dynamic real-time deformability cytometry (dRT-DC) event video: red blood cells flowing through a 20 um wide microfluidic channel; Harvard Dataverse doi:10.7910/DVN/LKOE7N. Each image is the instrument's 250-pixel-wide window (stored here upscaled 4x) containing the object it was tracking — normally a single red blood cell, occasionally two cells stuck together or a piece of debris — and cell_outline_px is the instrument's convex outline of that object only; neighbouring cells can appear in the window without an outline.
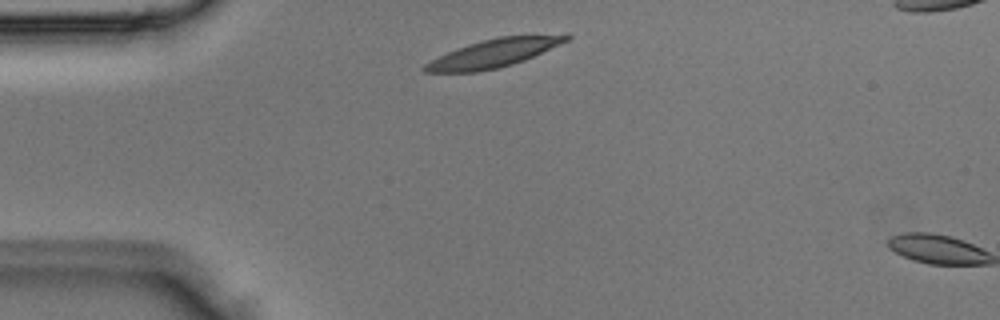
{"species": "Egyptian fruit bat (a non-hibernating species)", "species_latin": "Rousettus aegyptiacus", "temperature_condition": "room temperature", "stored_images_in_passage": 2, "segment_of_instrument_passage": [1, 2], "camera_frame_rate_fps": 3000, "um_per_image_px": 0.085, "animal": {"sex": "male"}, "frame": {"image": 1, "passage_image": 1, "time_ms": 0.0, "image_size_px": [1000, 320], "cell_outline_px": [[572, 36], [568, 40], [524, 60], [500, 68], [476, 72], [424, 72], [420, 68], [424, 64], [456, 48], [468, 44], [500, 36], [568, 32]], "centroid_in_image_um": [42.04, 4.49], "position_along_channel_um": 43.0, "area_um2": 23.52}}